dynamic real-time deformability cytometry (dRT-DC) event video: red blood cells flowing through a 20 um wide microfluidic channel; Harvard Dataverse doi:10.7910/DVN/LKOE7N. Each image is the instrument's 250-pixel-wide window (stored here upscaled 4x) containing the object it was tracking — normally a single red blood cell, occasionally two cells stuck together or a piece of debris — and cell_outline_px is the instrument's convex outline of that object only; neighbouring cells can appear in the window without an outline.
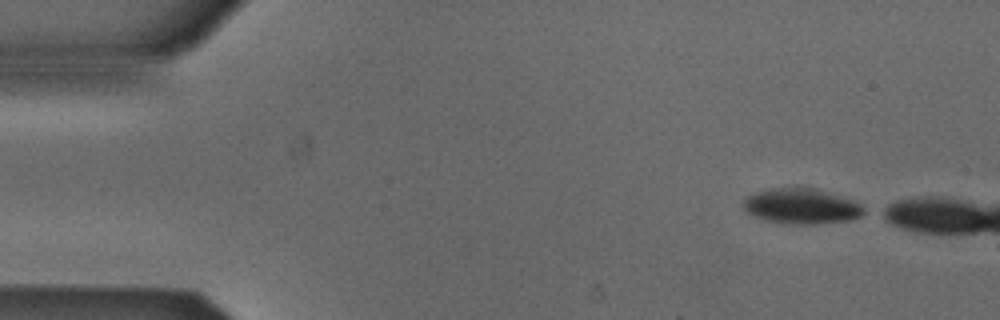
{"species": "Egyptian fruit bat (a non-hibernating species)", "species_latin": "Rousettus aegyptiacus", "temperature_condition": "cold", "stored_images_in_passage": 2, "camera_frame_rate_fps": 3000, "um_per_image_px": 0.085, "animal": {"sex": "male"}, "frame": {"image": 1, "passage_image": 1, "time_ms": 0.0, "image_size_px": [1000, 320], "cell_outline_px": [[868, 212], [852, 220], [816, 224], [792, 224], [768, 220], [744, 212], [744, 196], [752, 192], [768, 188], [816, 188], [856, 200], [868, 208]], "centroid_in_image_um": [68.19, 17.51], "position_along_channel_um": 16.8, "area_um2": 25.37}}